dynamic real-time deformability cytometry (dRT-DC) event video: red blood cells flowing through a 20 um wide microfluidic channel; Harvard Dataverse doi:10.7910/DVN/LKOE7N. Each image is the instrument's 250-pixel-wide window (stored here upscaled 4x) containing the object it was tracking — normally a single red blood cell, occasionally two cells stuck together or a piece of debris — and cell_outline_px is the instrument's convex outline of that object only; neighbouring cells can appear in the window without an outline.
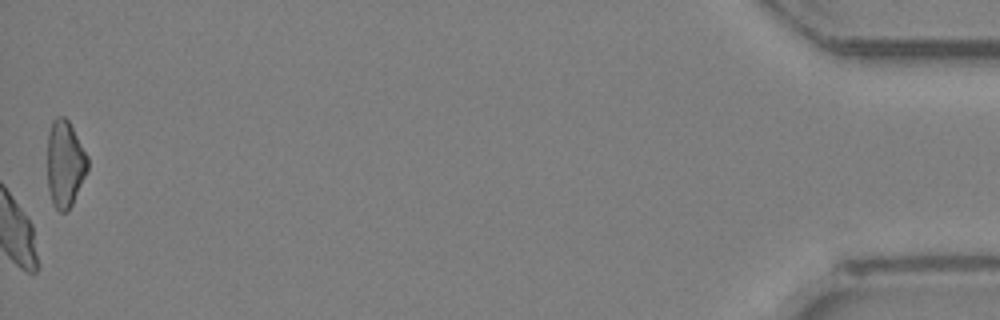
{"species": "Egyptian fruit bat (a non-hibernating species)", "species_latin": "Rousettus aegyptiacus", "temperature_condition": "room temperature", "stored_images_in_passage": 32, "camera_frame_rate_fps": 3000, "um_per_image_px": 0.085, "animal": {"sex": "female"}, "frame": {"image": 1, "passage_image": 32, "time_ms": 10.333, "image_size_px": [1000, 320], "cell_outline_px": [[88, 168], [72, 204], [64, 212], [60, 212], [52, 204], [48, 188], [48, 132], [52, 120], [56, 116], [64, 116], [68, 120], [88, 156]], "centroid_in_image_um": [5.51, 13.9], "position_along_channel_um": 429.7, "area_um2": 20.23}}